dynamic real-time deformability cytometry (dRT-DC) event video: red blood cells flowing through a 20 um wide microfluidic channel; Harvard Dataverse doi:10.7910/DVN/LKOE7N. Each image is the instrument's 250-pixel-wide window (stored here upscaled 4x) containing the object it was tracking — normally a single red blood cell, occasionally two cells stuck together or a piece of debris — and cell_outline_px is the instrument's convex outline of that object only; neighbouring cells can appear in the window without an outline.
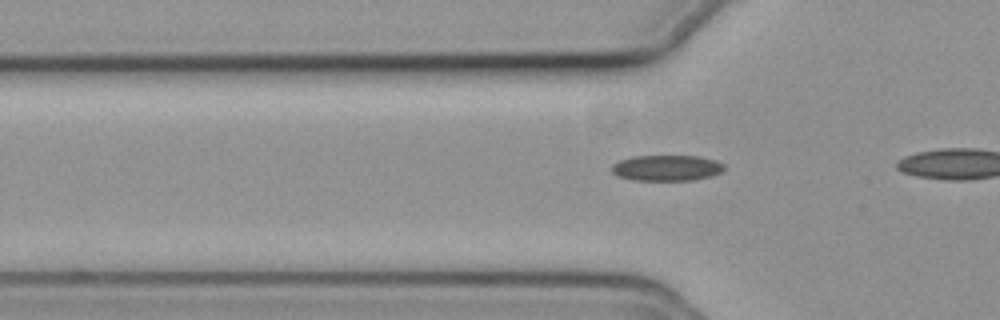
{"species": "common noctule bat (a hibernating species)", "species_latin": "Nyctalus noctula", "temperature_condition": "cold", "stored_images_in_passage": 21, "camera_frame_rate_fps": 3000, "um_per_image_px": 0.085, "animal": {"sex": "female", "body_mass_g": 19.3, "forearm_length_mm": 54.1}, "frame": {"image": 1, "passage_image": 12, "time_ms": 3.667, "image_size_px": [1000, 320], "cell_outline_px": [[728, 168], [724, 172], [712, 176], [692, 180], [632, 180], [616, 176], [612, 172], [612, 164], [620, 160], [632, 156], [700, 156], [716, 160], [724, 164]], "centroid_in_image_um": [56.72, 14.27], "position_along_channel_um": 69.1, "area_um2": 17.22}}
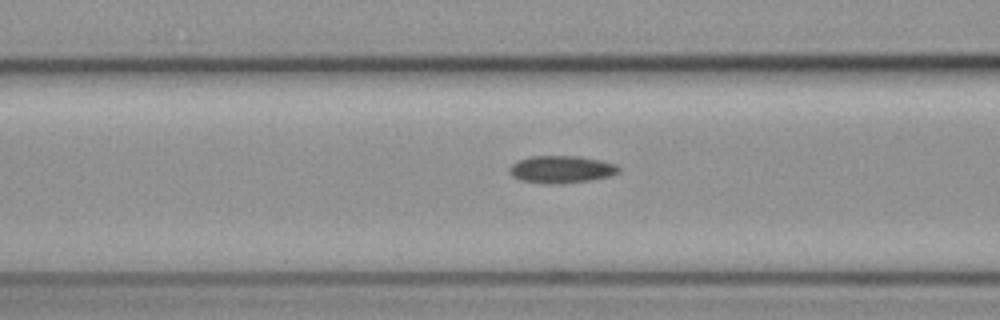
{"frame": {"image": 2, "passage_image": 16, "time_ms": 5.0, "image_size_px": [1000, 320], "cell_outline_px": [[620, 172], [608, 176], [592, 180], [560, 184], [544, 184], [520, 180], [512, 176], [508, 172], [508, 168], [516, 160], [532, 156], [580, 156], [600, 160], [616, 164], [620, 168]], "centroid_in_image_um": [47.68, 14.4], "position_along_channel_um": 118.9, "area_um2": 17.69}}
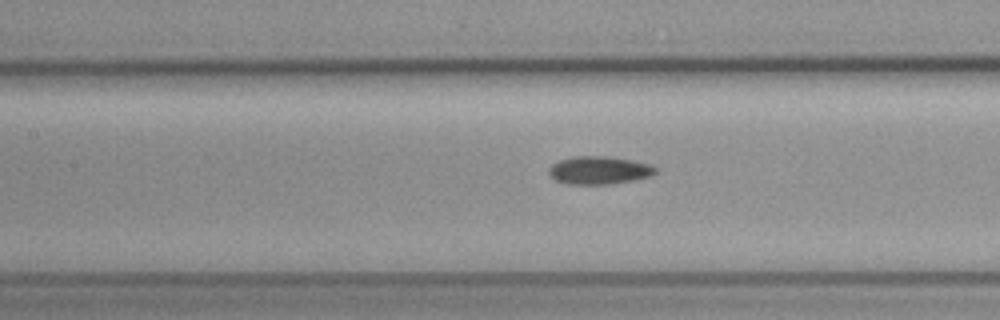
{"frame": {"image": 3, "passage_image": 19, "time_ms": 6.0, "image_size_px": [1000, 320], "cell_outline_px": [[660, 168], [652, 176], [612, 184], [568, 184], [556, 180], [548, 172], [548, 168], [552, 164], [560, 160], [576, 156], [604, 156], [632, 160], [648, 164]], "centroid_in_image_um": [50.95, 14.47], "position_along_channel_um": 156.5, "area_um2": 17.34}}